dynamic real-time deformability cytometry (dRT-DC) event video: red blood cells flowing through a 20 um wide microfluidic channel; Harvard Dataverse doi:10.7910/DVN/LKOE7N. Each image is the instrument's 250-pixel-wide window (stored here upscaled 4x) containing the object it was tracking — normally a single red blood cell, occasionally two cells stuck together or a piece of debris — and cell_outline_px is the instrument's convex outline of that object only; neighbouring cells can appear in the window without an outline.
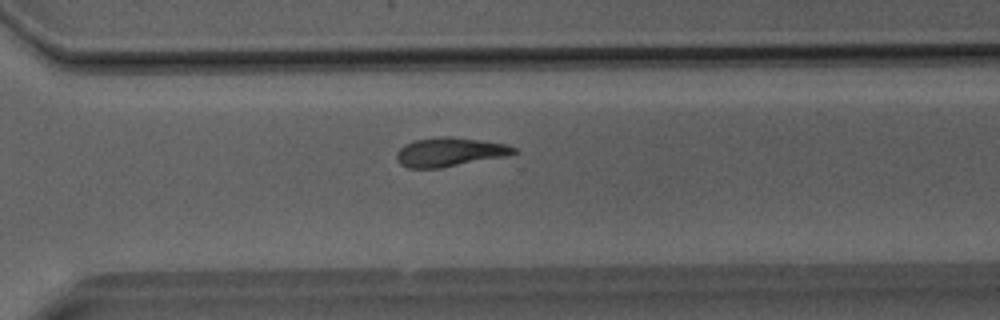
{"species": "Egyptian fruit bat (a non-hibernating species)", "species_latin": "Rousettus aegyptiacus", "temperature_condition": "room temperature", "stored_images_in_passage": 33, "camera_frame_rate_fps": 3000, "um_per_image_px": 0.085, "animal": {"sex": "male"}, "frame": {"image": 1, "passage_image": 23, "time_ms": 7.333, "image_size_px": [1000, 320], "cell_outline_px": [[516, 152], [508, 156], [440, 168], [408, 168], [400, 164], [396, 160], [396, 152], [404, 144], [416, 140], [440, 136], [448, 136], [480, 140], [504, 144], [516, 148]], "centroid_in_image_um": [38.19, 12.93], "position_along_channel_um": 332.4, "area_um2": 19.77}}
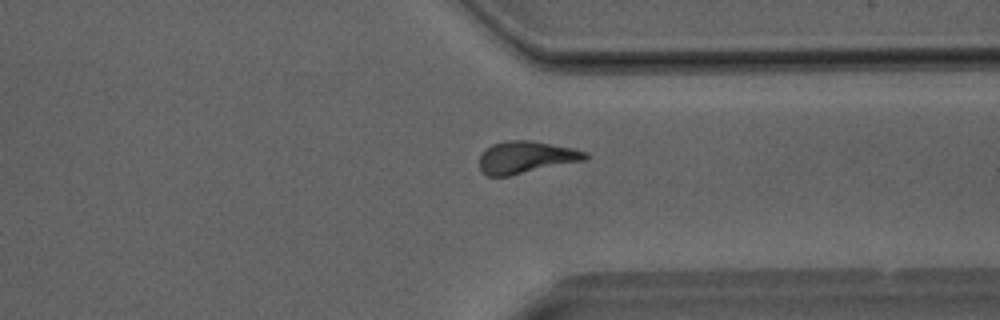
{"frame": {"image": 2, "passage_image": 25, "time_ms": 8.0, "image_size_px": [1000, 320], "cell_outline_px": [[588, 156], [584, 160], [508, 176], [488, 176], [480, 168], [480, 156], [492, 144], [508, 140], [532, 140], [572, 148], [588, 152]], "centroid_in_image_um": [44.72, 13.36], "position_along_channel_um": 366.7, "area_um2": 19.54}}
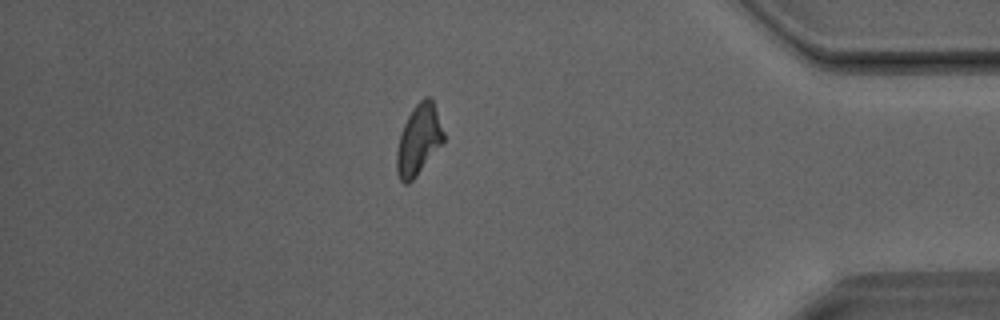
{"frame": {"image": 3, "passage_image": 29, "time_ms": 9.333, "image_size_px": [1000, 320], "cell_outline_px": [[444, 140], [416, 176], [408, 184], [404, 184], [400, 180], [396, 172], [396, 152], [400, 132], [412, 108], [424, 96], [428, 96], [432, 100], [444, 132]], "centroid_in_image_um": [35.55, 11.89], "position_along_channel_um": 399.7, "area_um2": 19.02}}